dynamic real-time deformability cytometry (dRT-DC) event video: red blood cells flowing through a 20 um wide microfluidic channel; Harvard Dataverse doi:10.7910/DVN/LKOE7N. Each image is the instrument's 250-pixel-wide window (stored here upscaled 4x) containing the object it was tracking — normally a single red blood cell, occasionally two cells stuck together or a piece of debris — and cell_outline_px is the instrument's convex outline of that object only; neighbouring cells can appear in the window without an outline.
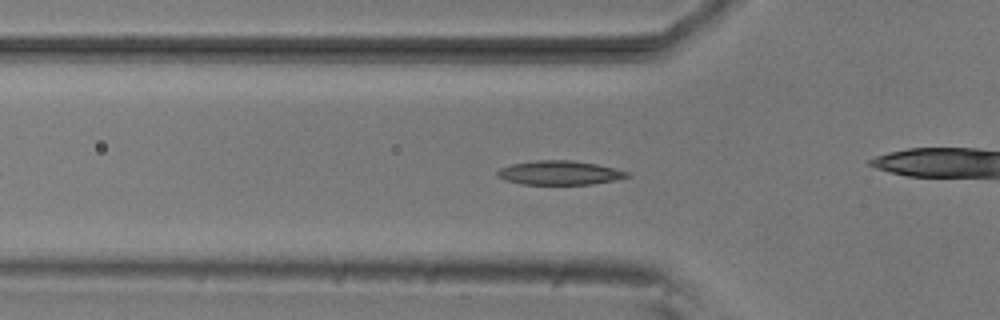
{"species": "common noctule bat (a hibernating species)", "species_latin": "Nyctalus noctula", "temperature_condition": "room temperature", "stored_images_in_passage": 48, "camera_frame_rate_fps": 3000, "um_per_image_px": 0.085, "animal": {"sex": "male", "body_mass_g": 20.5, "forearm_length_mm": 52.5}, "frame": {"image": 1, "passage_image": 12, "time_ms": 3.667, "image_size_px": [1000, 320], "cell_outline_px": [[632, 176], [616, 180], [592, 184], [524, 184], [504, 180], [496, 176], [496, 172], [500, 168], [512, 164], [536, 160], [568, 160], [596, 164], [628, 172]], "centroid_in_image_um": [47.54, 14.69], "position_along_channel_um": 78.3, "area_um2": 18.09}}
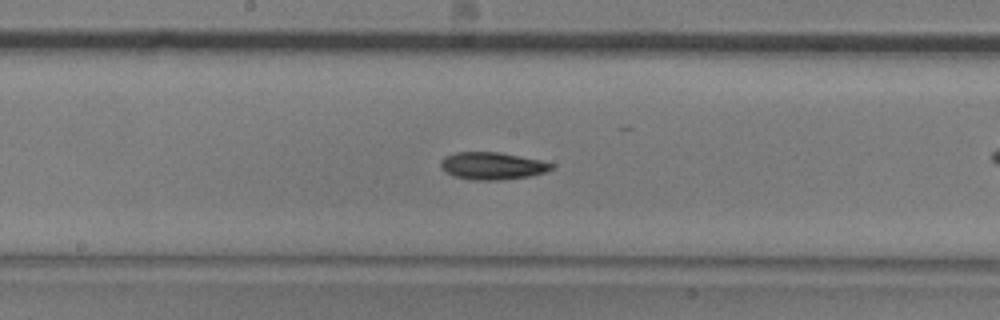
{"frame": {"image": 2, "passage_image": 22, "time_ms": 7.0, "image_size_px": [1000, 320], "cell_outline_px": [[556, 164], [552, 168], [544, 172], [528, 176], [504, 180], [472, 180], [452, 176], [444, 172], [440, 168], [440, 160], [444, 156], [456, 152], [500, 152], [540, 160]], "centroid_in_image_um": [41.79, 14.1], "position_along_channel_um": 206.4, "area_um2": 17.86}}
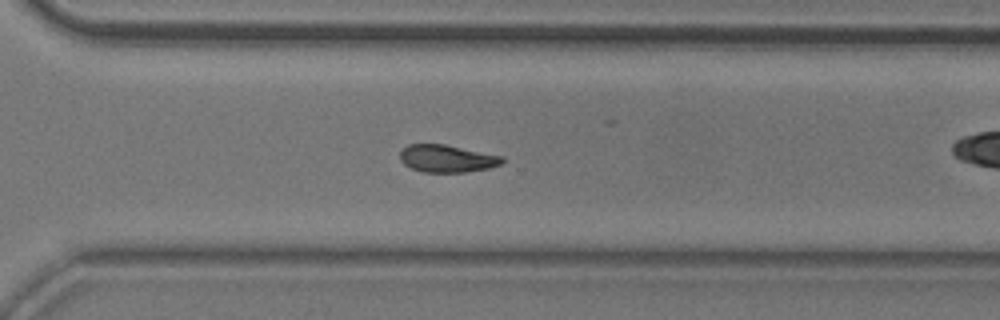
{"frame": {"image": 3, "passage_image": 32, "time_ms": 10.333, "image_size_px": [1000, 320], "cell_outline_px": [[504, 160], [500, 164], [488, 168], [464, 172], [424, 172], [412, 168], [404, 164], [400, 160], [400, 152], [408, 144], [444, 144], [504, 156]], "centroid_in_image_um": [37.99, 13.47], "position_along_channel_um": 332.6, "area_um2": 16.24}, "authors_computed_cell_mechanics": {"area_um2": 17.1088, "velocity_mm_per_s": 3.8043, "shape_relaxation_time_tau1_ms": 4.8375, "shape_relaxation_time_tau2_ms": null, "deformation_change_tau1": 0.131, "deformation_change_tau2": null}}